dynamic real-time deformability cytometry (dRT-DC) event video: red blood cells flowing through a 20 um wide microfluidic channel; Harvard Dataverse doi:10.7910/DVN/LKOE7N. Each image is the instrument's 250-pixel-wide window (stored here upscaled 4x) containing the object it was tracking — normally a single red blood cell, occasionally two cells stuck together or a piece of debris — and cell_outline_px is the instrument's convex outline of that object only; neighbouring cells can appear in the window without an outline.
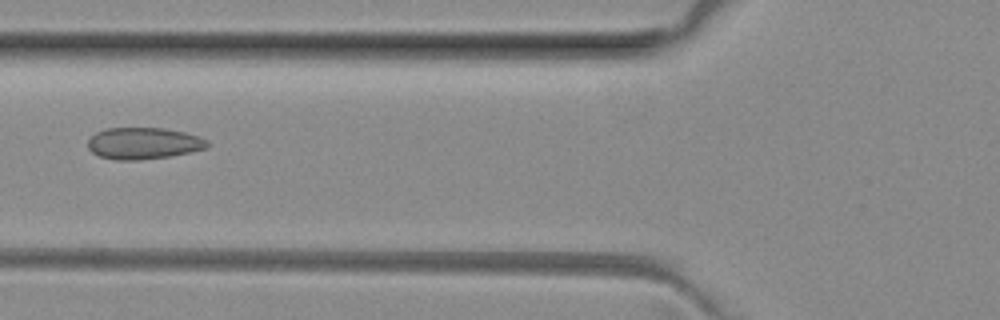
{"species": "common noctule bat (a hibernating species)", "species_latin": "Nyctalus noctula", "temperature_condition": "room temperature", "stored_images_in_passage": 48, "camera_frame_rate_fps": 3000, "um_per_image_px": 0.085, "animal": {"sex": "female", "body_mass_g": 29.2, "forearm_length_mm": 56.3}, "frame": {"image": 1, "passage_image": 17, "time_ms": 5.333, "image_size_px": [1000, 320], "cell_outline_px": [[208, 148], [172, 156], [140, 160], [116, 160], [100, 156], [92, 152], [88, 148], [88, 140], [96, 132], [104, 128], [164, 128], [184, 132], [208, 140]], "centroid_in_image_um": [12.19, 12.18], "position_along_channel_um": 113.6, "area_um2": 22.08}}
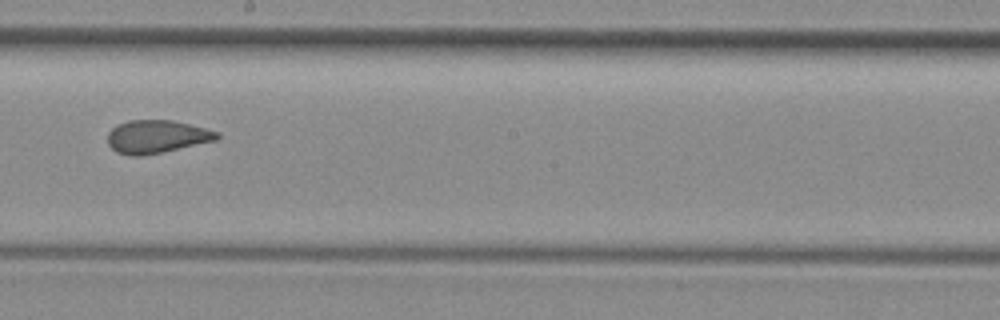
{"frame": {"image": 2, "passage_image": 26, "time_ms": 8.333, "image_size_px": [1000, 320], "cell_outline_px": [[220, 136], [216, 140], [160, 152], [140, 156], [132, 156], [116, 152], [108, 144], [108, 132], [112, 128], [128, 120], [172, 120], [220, 132]], "centroid_in_image_um": [13.3, 11.61], "position_along_channel_um": 234.9, "area_um2": 20.75}}
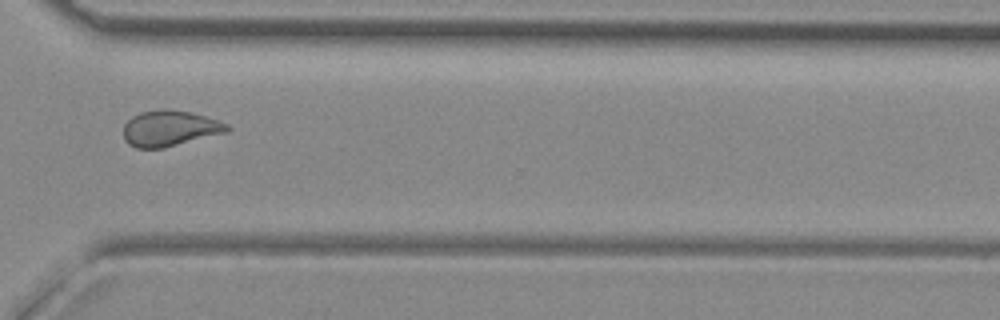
{"frame": {"image": 3, "passage_image": 35, "time_ms": 11.333, "image_size_px": [1000, 320], "cell_outline_px": [[232, 128], [228, 132], [164, 148], [136, 148], [128, 144], [124, 140], [124, 124], [132, 116], [140, 112], [188, 112], [204, 116], [228, 124]], "centroid_in_image_um": [14.44, 10.97], "position_along_channel_um": 356.2, "area_um2": 20.98}, "authors_computed_cell_mechanics": {"area_um2": 21.675, "velocity_mm_per_s": 4.0416, "shape_relaxation_time_tau1_ms": null, "shape_relaxation_time_tau2_ms": 1.3914, "deformation_change_tau1": null, "deformation_change_tau2": 0.0785}}